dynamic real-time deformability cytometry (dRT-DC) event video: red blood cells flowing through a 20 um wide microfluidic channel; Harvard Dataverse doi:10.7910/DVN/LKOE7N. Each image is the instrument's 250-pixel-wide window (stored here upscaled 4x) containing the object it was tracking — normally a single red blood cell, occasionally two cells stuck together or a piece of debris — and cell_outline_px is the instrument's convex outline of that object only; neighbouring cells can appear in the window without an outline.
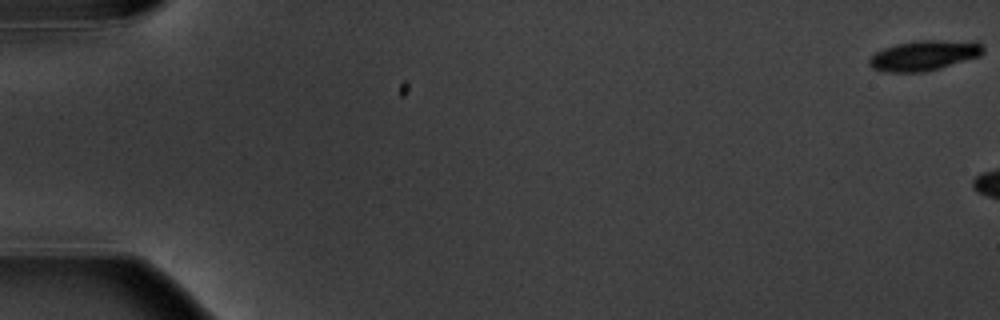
{"species": "common noctule bat (a hibernating species)", "species_latin": "Nyctalus noctula", "temperature_condition": "warm", "stored_images_in_passage": 3, "camera_frame_rate_fps": 3000, "um_per_image_px": 0.085, "animal": {"sex": "male", "body_mass_g": 20.1, "forearm_length_mm": 53.5}, "frame": {"image": 1, "passage_image": 1, "time_ms": 0.0, "image_size_px": [1000, 320], "cell_outline_px": [[984, 52], [980, 56], [940, 68], [924, 72], [884, 72], [872, 68], [868, 64], [868, 60], [876, 52], [884, 48], [896, 44], [920, 40], [936, 40], [980, 44], [984, 48]], "centroid_in_image_um": [78.48, 4.74], "position_along_channel_um": 6.5, "area_um2": 19.65}}